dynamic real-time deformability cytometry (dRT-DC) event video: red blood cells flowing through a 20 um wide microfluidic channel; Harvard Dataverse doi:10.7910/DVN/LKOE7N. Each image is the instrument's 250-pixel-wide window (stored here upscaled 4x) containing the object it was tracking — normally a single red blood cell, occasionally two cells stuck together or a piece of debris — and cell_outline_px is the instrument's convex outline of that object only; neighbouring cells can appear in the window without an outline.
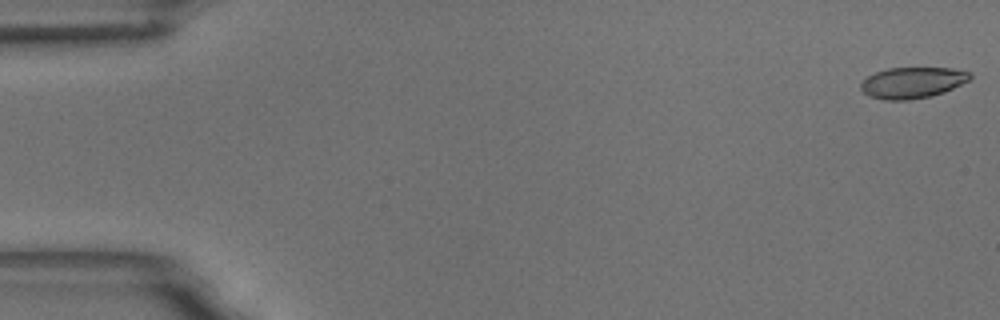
{"species": "common noctule bat (a hibernating species)", "species_latin": "Nyctalus noctula", "temperature_condition": "room temperature", "stored_images_in_passage": 59, "camera_frame_rate_fps": 3000, "um_per_image_px": 0.085, "animal": {"sex": "male", "body_mass_g": 18.8}, "frame": {"image": 1, "passage_image": 1, "time_ms": 0.0, "image_size_px": [1000, 320], "cell_outline_px": [[972, 76], [968, 80], [944, 92], [932, 96], [908, 100], [884, 100], [868, 96], [860, 88], [860, 84], [868, 76], [876, 72], [888, 68], [952, 68], [972, 72]], "centroid_in_image_um": [77.55, 7.03], "position_along_channel_um": 7.5, "area_um2": 19.77}}
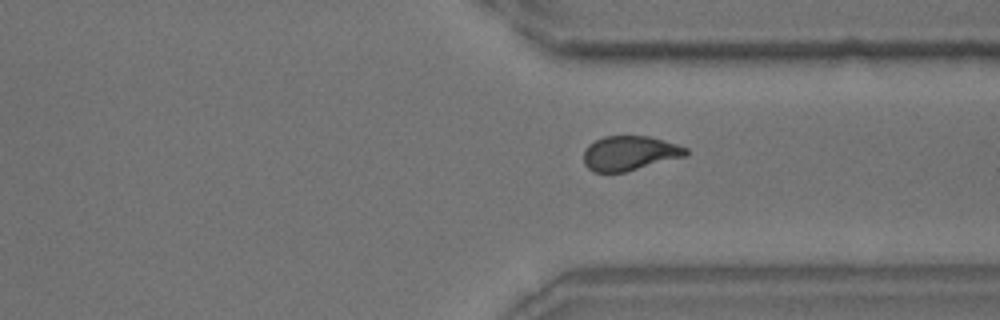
{"frame": {"image": 2, "passage_image": 44, "time_ms": 14.333, "image_size_px": [1000, 320], "cell_outline_px": [[688, 152], [684, 156], [624, 172], [592, 172], [584, 164], [584, 152], [588, 144], [604, 136], [648, 136], [676, 144], [688, 148]], "centroid_in_image_um": [53.48, 13.02], "position_along_channel_um": 357.9, "area_um2": 20.35}}
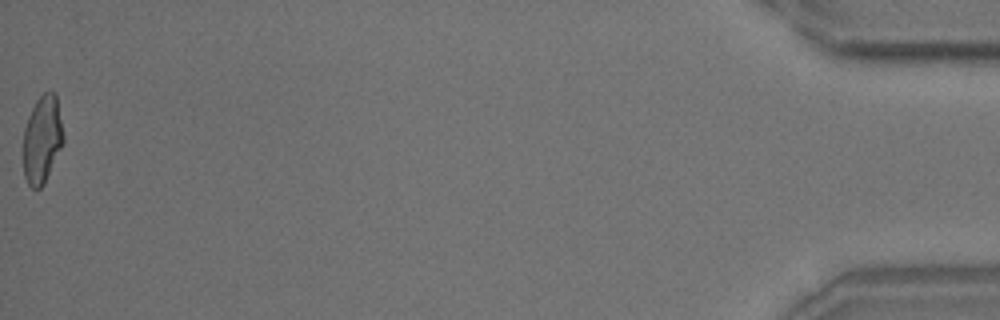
{"frame": {"image": 3, "passage_image": 59, "time_ms": 19.333, "image_size_px": [1000, 320], "cell_outline_px": [[64, 144], [44, 184], [40, 188], [32, 188], [28, 184], [24, 176], [24, 128], [28, 116], [36, 100], [48, 88], [56, 92], [64, 136]], "centroid_in_image_um": [3.61, 11.81], "position_along_channel_um": 431.6, "area_um2": 20.81}, "authors_computed_cell_mechanics": {"area_um2": 20.808, "velocity_mm_per_s": 3.4391, "shape_relaxation_time_tau1_ms": 6.0755, "shape_relaxation_time_tau2_ms": 1.4255, "deformation_change_tau1": 0.1674, "deformation_change_tau2": 0.0746}}